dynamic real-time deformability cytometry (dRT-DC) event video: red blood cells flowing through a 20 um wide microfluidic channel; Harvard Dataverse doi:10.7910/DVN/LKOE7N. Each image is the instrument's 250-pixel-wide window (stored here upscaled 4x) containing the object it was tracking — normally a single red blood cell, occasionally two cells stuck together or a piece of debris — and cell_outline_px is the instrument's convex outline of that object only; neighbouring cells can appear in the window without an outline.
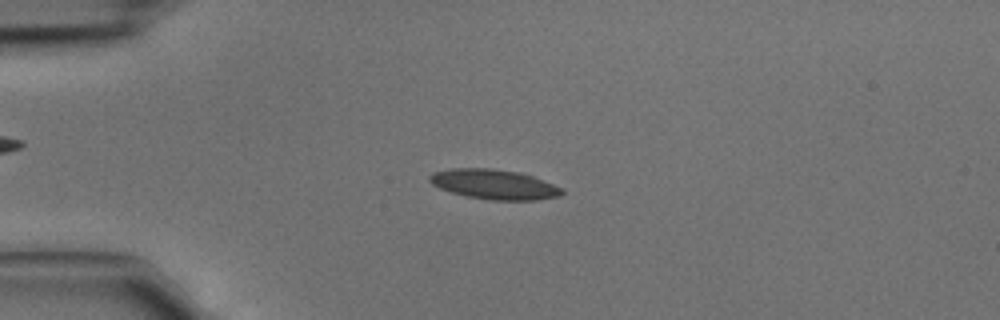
{"species": "common noctule bat (a hibernating species)", "species_latin": "Nyctalus noctula", "temperature_condition": "cold", "stored_images_in_passage": 45, "camera_frame_rate_fps": 3000, "um_per_image_px": 0.085, "animal": {"sex": "male", "body_mass_g": 15.6}, "frame": {"image": 1, "passage_image": 11, "time_ms": 3.333, "image_size_px": [1000, 320], "cell_outline_px": [[564, 192], [560, 196], [536, 200], [488, 200], [468, 196], [452, 192], [440, 188], [432, 184], [428, 180], [428, 176], [432, 172], [452, 168], [492, 168], [520, 172], [532, 176], [564, 188]], "centroid_in_image_um": [42.01, 15.66], "position_along_channel_um": 43.0, "area_um2": 23.12}}
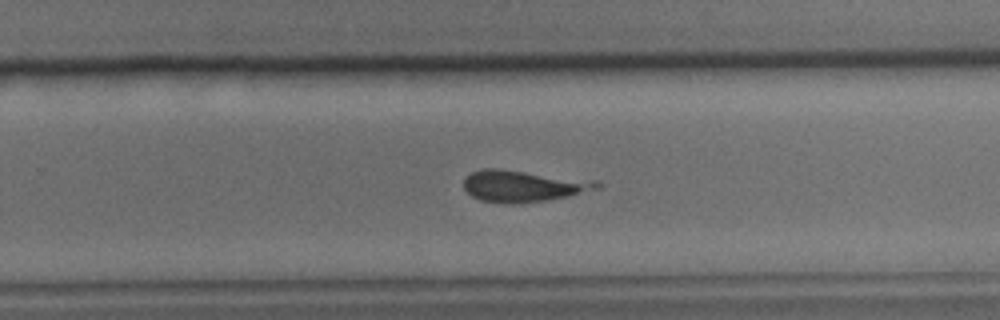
{"frame": {"image": 2, "passage_image": 29, "time_ms": 9.333, "image_size_px": [1000, 320], "cell_outline_px": [[600, 188], [568, 196], [548, 200], [512, 204], [480, 200], [472, 196], [464, 188], [464, 180], [472, 172], [484, 168], [496, 168], [600, 180]], "centroid_in_image_um": [44.52, 15.8], "position_along_channel_um": 285.3, "area_um2": 24.57}}
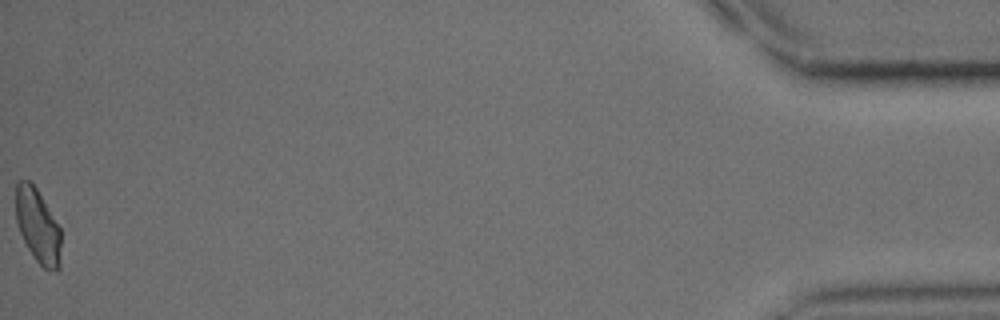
{"frame": {"image": 3, "passage_image": 45, "time_ms": 14.667, "image_size_px": [1000, 320], "cell_outline_px": [[60, 268], [56, 272], [44, 268], [36, 260], [28, 248], [20, 232], [16, 220], [16, 184], [20, 180], [28, 180], [36, 188], [60, 228]], "centroid_in_image_um": [3.21, 19.23], "position_along_channel_um": 432.0, "area_um2": 19.19}}